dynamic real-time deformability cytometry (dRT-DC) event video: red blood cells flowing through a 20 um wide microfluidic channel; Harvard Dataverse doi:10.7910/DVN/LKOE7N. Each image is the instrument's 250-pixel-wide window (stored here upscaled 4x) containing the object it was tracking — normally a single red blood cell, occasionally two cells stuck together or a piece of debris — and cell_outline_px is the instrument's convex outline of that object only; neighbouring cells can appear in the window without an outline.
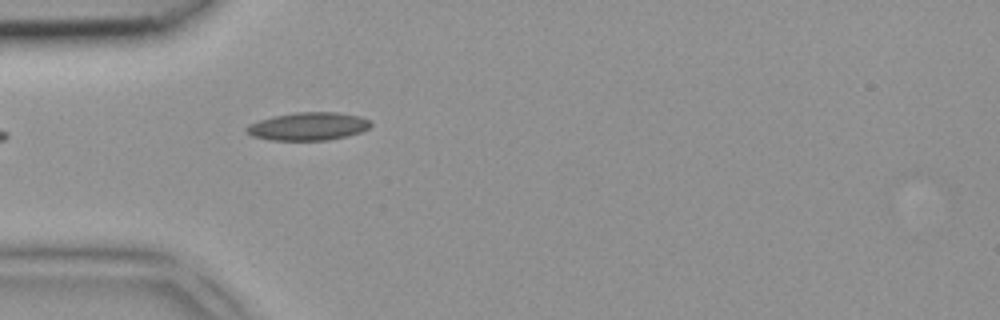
{"species": "common noctule bat (a hibernating species)", "species_latin": "Nyctalus noctula", "temperature_condition": "room temperature", "stored_images_in_passage": 4, "camera_frame_rate_fps": 3000, "um_per_image_px": 0.085, "animal": {"sex": "female", "body_mass_g": 18.4}, "frame": {"image": 1, "passage_image": 4, "time_ms": 1.0, "image_size_px": [1000, 320], "cell_outline_px": [[372, 124], [368, 128], [360, 132], [348, 136], [328, 140], [272, 140], [252, 136], [244, 132], [244, 128], [248, 124], [272, 116], [296, 112], [336, 112], [360, 116], [368, 120]], "centroid_in_image_um": [26.16, 10.74], "position_along_channel_um": 58.8, "area_um2": 20.35}}